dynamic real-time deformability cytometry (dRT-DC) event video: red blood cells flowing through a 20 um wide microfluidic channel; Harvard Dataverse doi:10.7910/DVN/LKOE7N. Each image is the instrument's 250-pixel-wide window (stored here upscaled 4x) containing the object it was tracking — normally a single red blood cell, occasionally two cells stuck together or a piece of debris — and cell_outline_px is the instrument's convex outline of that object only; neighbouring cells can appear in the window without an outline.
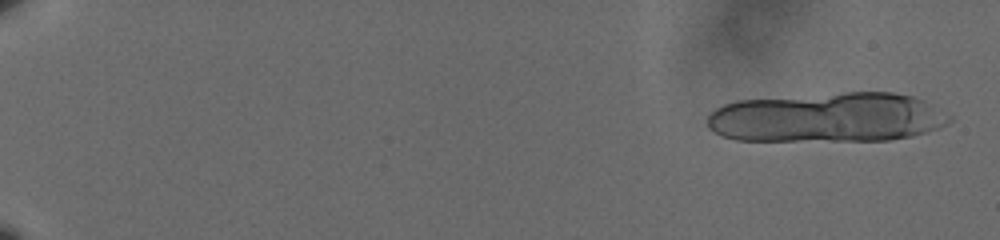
{"species": "human", "species_latin": "Homo sapiens", "temperature_condition": "cold", "stored_images_in_passage": 20, "camera_frame_rate_fps": 3000, "um_per_image_px": 0.085, "donor": {"sex": "male"}, "frame": {"image": 1, "passage_image": 2, "time_ms": 0.333, "image_size_px": [1000, 240], "cell_outline_px": [[952, 120], [936, 128], [912, 136], [888, 140], [736, 140], [724, 136], [708, 128], [708, 116], [716, 108], [724, 104], [736, 100], [844, 92], [892, 92], [912, 96], [924, 100], [952, 116]], "centroid_in_image_um": [70.33, 9.97], "position_along_channel_um": 14.7, "area_um2": 69.94}}